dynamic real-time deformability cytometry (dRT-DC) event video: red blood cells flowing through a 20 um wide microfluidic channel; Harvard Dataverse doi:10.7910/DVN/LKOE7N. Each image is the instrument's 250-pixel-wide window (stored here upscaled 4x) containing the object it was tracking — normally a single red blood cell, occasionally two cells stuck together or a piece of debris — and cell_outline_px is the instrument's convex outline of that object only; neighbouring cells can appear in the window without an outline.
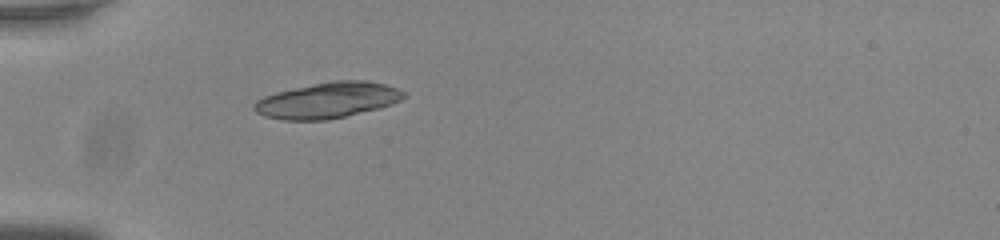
{"species": "common noctule bat (a hibernating species)", "species_latin": "Nyctalus noctula", "temperature_condition": "room temperature", "stored_images_in_passage": 38, "camera_frame_rate_fps": 3000, "um_per_image_px": 0.085, "animal": {"sex": "male", "body_mass_g": 20.0, "forearm_length_mm": 53.3}, "frame": {"image": 1, "passage_image": 1, "time_ms": 0.0, "image_size_px": [1000, 240], "cell_outline_px": [[408, 96], [392, 104], [380, 108], [328, 120], [284, 120], [264, 116], [256, 112], [252, 108], [252, 104], [256, 100], [264, 96], [276, 92], [332, 80], [368, 80], [384, 84], [396, 88], [404, 92]], "centroid_in_image_um": [27.85, 8.52], "position_along_channel_um": 57.2, "area_um2": 31.33}}